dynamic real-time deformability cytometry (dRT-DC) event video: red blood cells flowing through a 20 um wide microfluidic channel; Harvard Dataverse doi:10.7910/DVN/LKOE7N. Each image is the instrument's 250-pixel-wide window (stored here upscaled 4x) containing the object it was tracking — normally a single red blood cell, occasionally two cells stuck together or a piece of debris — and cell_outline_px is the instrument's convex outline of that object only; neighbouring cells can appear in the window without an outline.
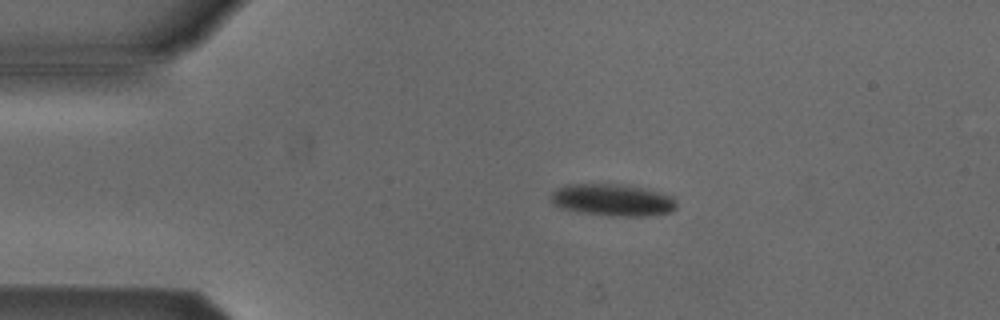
{"species": "Egyptian fruit bat (a non-hibernating species)", "species_latin": "Rousettus aegyptiacus", "temperature_condition": "cold", "stored_images_in_passage": 40, "camera_frame_rate_fps": 3000, "um_per_image_px": 0.085, "animal": {"sex": "male"}, "frame": {"image": 1, "passage_image": 3, "time_ms": 0.667, "image_size_px": [1000, 320], "cell_outline_px": [[676, 208], [672, 212], [648, 216], [608, 216], [580, 212], [560, 208], [552, 204], [552, 192], [556, 188], [564, 184], [620, 184], [648, 188], [676, 196]], "centroid_in_image_um": [52.12, 16.99], "position_along_channel_um": 32.9, "area_um2": 23.99}}
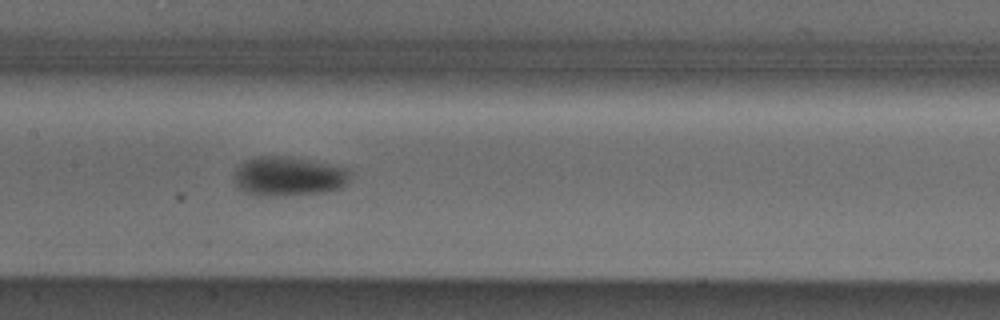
{"frame": {"image": 2, "passage_image": 18, "time_ms": 5.667, "image_size_px": [1000, 320], "cell_outline_px": [[352, 176], [340, 188], [324, 192], [272, 196], [256, 196], [236, 188], [232, 180], [236, 168], [244, 160], [256, 156], [288, 156], [348, 168], [352, 172]], "centroid_in_image_um": [24.47, 14.98], "position_along_channel_um": 182.9, "area_um2": 26.93}}
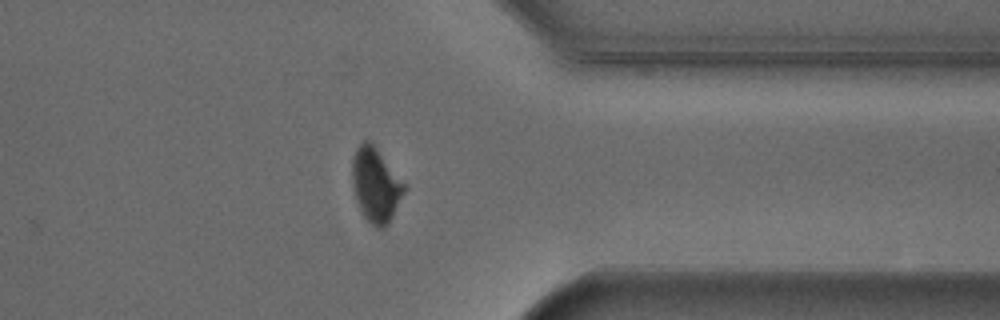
{"frame": {"image": 3, "passage_image": 34, "time_ms": 11.0, "image_size_px": [1000, 320], "cell_outline_px": [[408, 188], [388, 224], [384, 228], [376, 228], [364, 216], [356, 200], [352, 184], [352, 160], [356, 148], [364, 140], [368, 140], [376, 148]], "centroid_in_image_um": [31.94, 15.74], "position_along_channel_um": 379.5, "area_um2": 22.31}, "authors_computed_cell_mechanics": {"area_um2": 24.1893, "velocity_mm_per_s": 3.8577, "shape_relaxation_time_tau1_ms": 6.1085, "shape_relaxation_time_tau2_ms": 2.7149, "deformation_change_tau1": 0.1572, "deformation_change_tau2": 0.05}}